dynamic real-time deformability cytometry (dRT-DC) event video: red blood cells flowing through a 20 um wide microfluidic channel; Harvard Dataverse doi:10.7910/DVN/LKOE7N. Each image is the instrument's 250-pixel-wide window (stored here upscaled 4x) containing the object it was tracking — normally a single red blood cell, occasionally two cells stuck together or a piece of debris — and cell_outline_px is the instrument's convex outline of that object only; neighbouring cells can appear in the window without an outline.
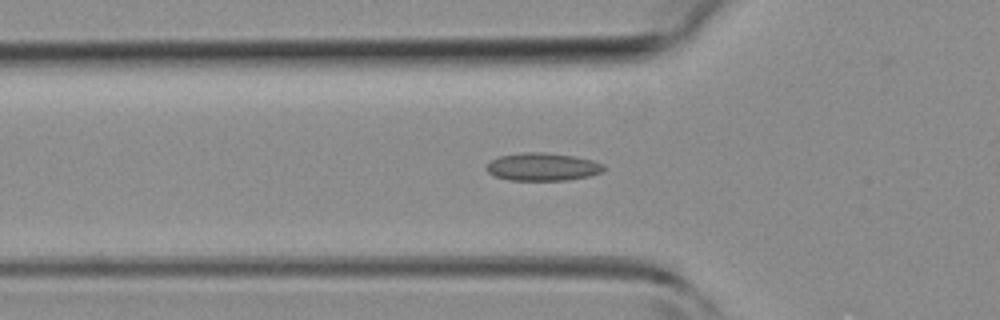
{"species": "common noctule bat (a hibernating species)", "species_latin": "Nyctalus noctula", "temperature_condition": "room temperature", "stored_images_in_passage": 37, "camera_frame_rate_fps": 3000, "um_per_image_px": 0.085, "animal": {"sex": "female", "body_mass_g": 19.3, "forearm_length_mm": 54.1}, "frame": {"image": 1, "passage_image": 13, "time_ms": 4.0, "image_size_px": [1000, 320], "cell_outline_px": [[604, 172], [588, 176], [568, 180], [508, 180], [496, 176], [488, 172], [484, 168], [492, 160], [500, 156], [520, 152], [544, 152], [572, 156], [592, 160], [604, 164]], "centroid_in_image_um": [46.12, 14.18], "position_along_channel_um": 79.7, "area_um2": 19.02}}
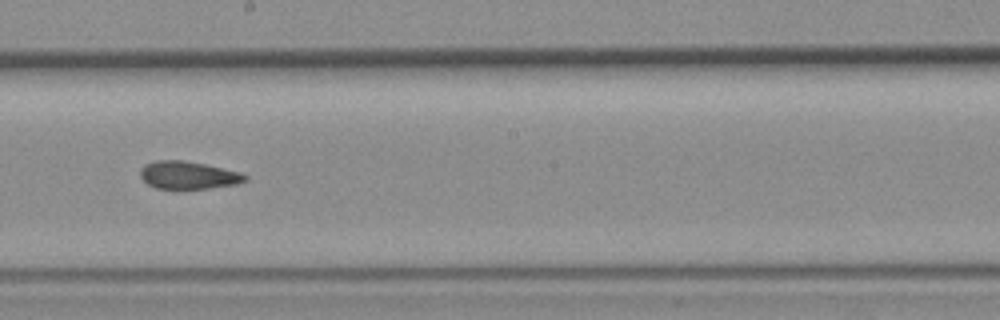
{"frame": {"image": 2, "passage_image": 23, "time_ms": 7.333, "image_size_px": [1000, 320], "cell_outline_px": [[248, 180], [236, 184], [208, 188], [156, 188], [148, 184], [140, 176], [140, 168], [144, 164], [156, 160], [184, 160], [204, 164], [240, 172], [248, 176]], "centroid_in_image_um": [15.99, 14.87], "position_along_channel_um": 232.2, "area_um2": 16.82}}
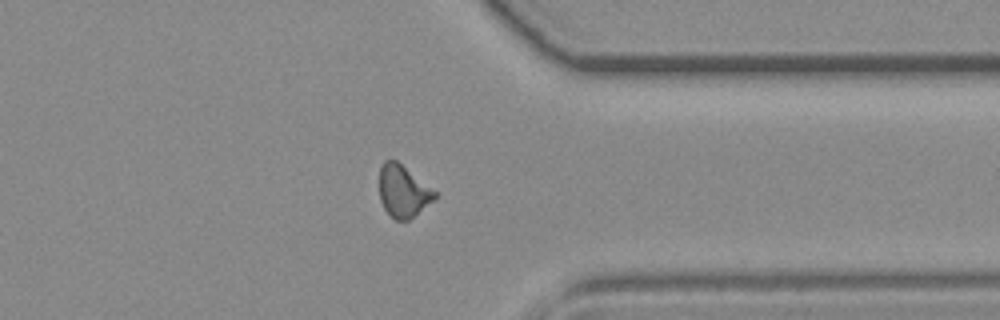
{"frame": {"image": 3, "passage_image": 33, "time_ms": 10.667, "image_size_px": [1000, 320], "cell_outline_px": [[436, 196], [432, 200], [408, 220], [396, 220], [384, 208], [380, 200], [380, 164], [384, 160], [396, 160], [436, 192]], "centroid_in_image_um": [34.22, 16.23], "position_along_channel_um": 377.2, "area_um2": 16.24}}